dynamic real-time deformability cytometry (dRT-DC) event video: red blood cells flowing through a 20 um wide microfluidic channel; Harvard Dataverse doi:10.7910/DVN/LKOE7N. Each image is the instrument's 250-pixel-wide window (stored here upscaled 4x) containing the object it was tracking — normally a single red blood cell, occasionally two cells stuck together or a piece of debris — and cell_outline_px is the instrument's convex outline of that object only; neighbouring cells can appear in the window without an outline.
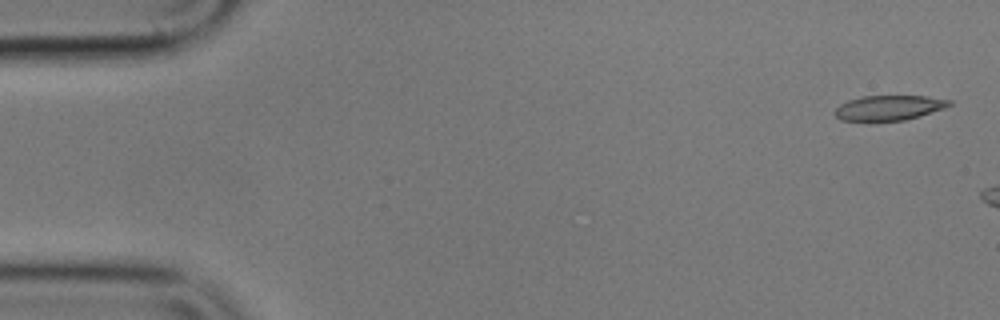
{"species": "common noctule bat (a hibernating species)", "species_latin": "Nyctalus noctula", "temperature_condition": "cold", "stored_images_in_passage": 8, "camera_frame_rate_fps": 3000, "um_per_image_px": 0.085, "animal": {"sex": "male", "body_mass_g": 17.9}, "frame": {"image": 1, "passage_image": 2, "time_ms": 0.333, "image_size_px": [1000, 320], "cell_outline_px": [[952, 104], [944, 108], [920, 116], [904, 120], [872, 124], [840, 120], [832, 112], [840, 104], [848, 100], [860, 96], [928, 96], [952, 100]], "centroid_in_image_um": [75.48, 9.21], "position_along_channel_um": 9.5, "area_um2": 17.51}}